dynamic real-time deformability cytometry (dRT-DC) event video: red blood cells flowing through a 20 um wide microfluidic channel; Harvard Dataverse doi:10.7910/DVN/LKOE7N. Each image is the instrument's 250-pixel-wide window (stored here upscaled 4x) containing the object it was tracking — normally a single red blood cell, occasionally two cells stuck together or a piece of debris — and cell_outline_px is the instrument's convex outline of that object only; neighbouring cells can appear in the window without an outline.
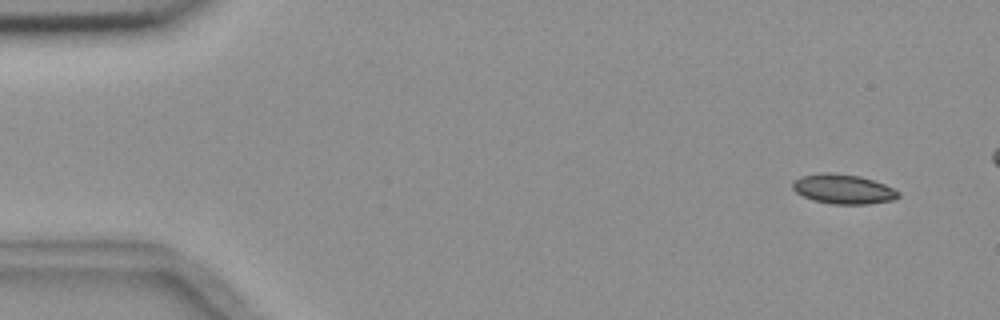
{"species": "common noctule bat (a hibernating species)", "species_latin": "Nyctalus noctula", "temperature_condition": "room temperature", "stored_images_in_passage": 5, "camera_frame_rate_fps": 3000, "um_per_image_px": 0.085, "animal": {"sex": "female", "body_mass_g": 18.4}, "frame": {"image": 1, "passage_image": 1, "time_ms": 0.0, "image_size_px": [1000, 320], "cell_outline_px": [[900, 196], [892, 200], [868, 204], [832, 204], [812, 200], [796, 192], [792, 188], [792, 184], [800, 176], [824, 172], [828, 172], [860, 176], [884, 184], [900, 192]], "centroid_in_image_um": [71.67, 16.07], "position_along_channel_um": 13.3, "area_um2": 18.15}}